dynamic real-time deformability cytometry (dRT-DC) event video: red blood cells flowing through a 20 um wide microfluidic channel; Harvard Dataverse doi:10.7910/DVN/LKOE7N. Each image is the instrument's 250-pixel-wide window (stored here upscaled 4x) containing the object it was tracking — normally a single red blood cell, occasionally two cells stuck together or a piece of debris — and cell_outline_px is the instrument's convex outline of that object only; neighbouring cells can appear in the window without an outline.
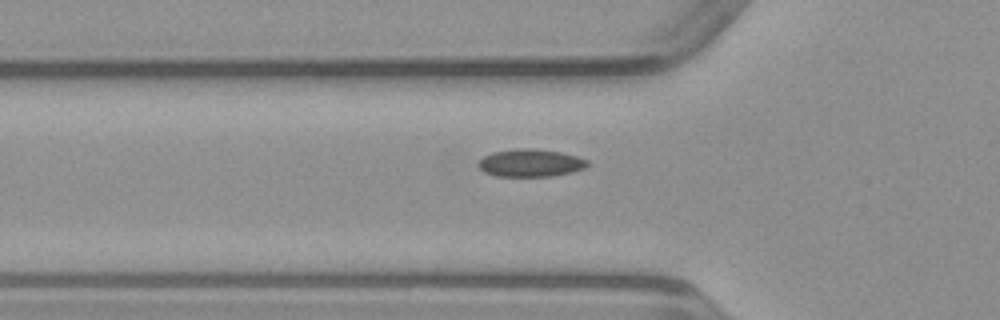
{"species": "common noctule bat (a hibernating species)", "species_latin": "Nyctalus noctula", "temperature_condition": "warm", "stored_images_in_passage": 31, "camera_frame_rate_fps": 3000, "um_per_image_px": 0.085, "animal": {"sex": "male", "body_mass_g": 23.1, "forearm_length_mm": 52.7}, "frame": {"image": 1, "passage_image": 3, "time_ms": 0.667, "image_size_px": [1000, 320], "cell_outline_px": [[588, 164], [584, 168], [572, 172], [548, 176], [496, 176], [484, 172], [476, 164], [484, 156], [492, 152], [516, 148], [532, 148], [560, 152], [576, 156], [588, 160]], "centroid_in_image_um": [45.06, 13.84], "position_along_channel_um": 80.7, "area_um2": 17.51}}
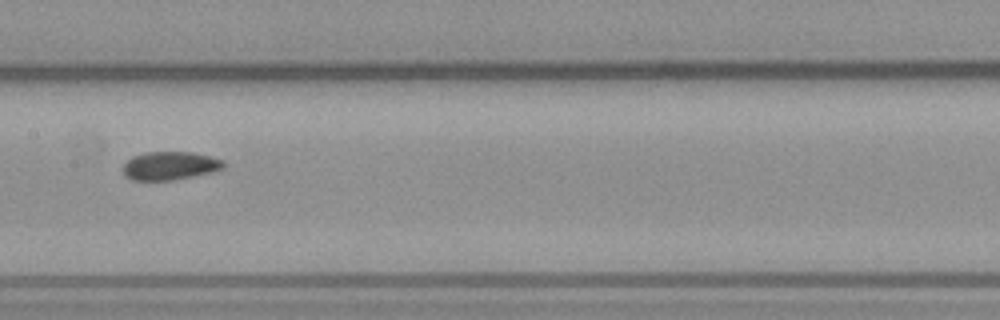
{"frame": {"image": 2, "passage_image": 11, "time_ms": 3.333, "image_size_px": [1000, 320], "cell_outline_px": [[224, 168], [212, 172], [172, 180], [132, 180], [124, 176], [124, 164], [132, 156], [144, 152], [192, 152], [224, 160]], "centroid_in_image_um": [14.43, 14.08], "position_along_channel_um": 193.0, "area_um2": 16.53}}
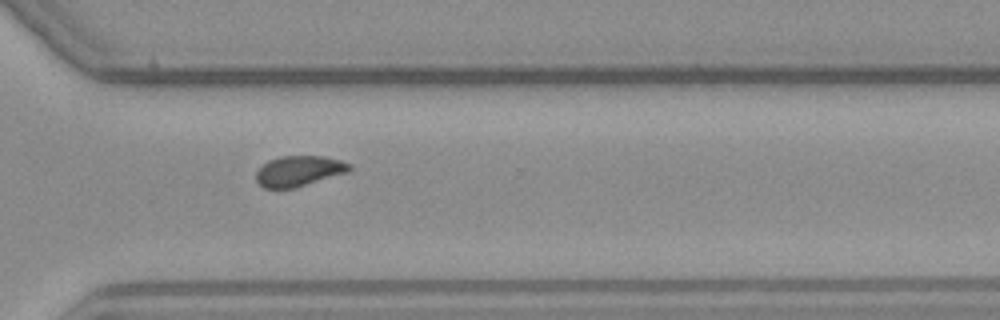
{"frame": {"image": 3, "passage_image": 22, "time_ms": 7.0, "image_size_px": [1000, 320], "cell_outline_px": [[352, 168], [348, 172], [296, 188], [264, 188], [256, 180], [256, 172], [268, 160], [280, 156], [324, 156], [340, 160], [352, 164]], "centroid_in_image_um": [25.43, 14.53], "position_along_channel_um": 345.2, "area_um2": 16.65}}